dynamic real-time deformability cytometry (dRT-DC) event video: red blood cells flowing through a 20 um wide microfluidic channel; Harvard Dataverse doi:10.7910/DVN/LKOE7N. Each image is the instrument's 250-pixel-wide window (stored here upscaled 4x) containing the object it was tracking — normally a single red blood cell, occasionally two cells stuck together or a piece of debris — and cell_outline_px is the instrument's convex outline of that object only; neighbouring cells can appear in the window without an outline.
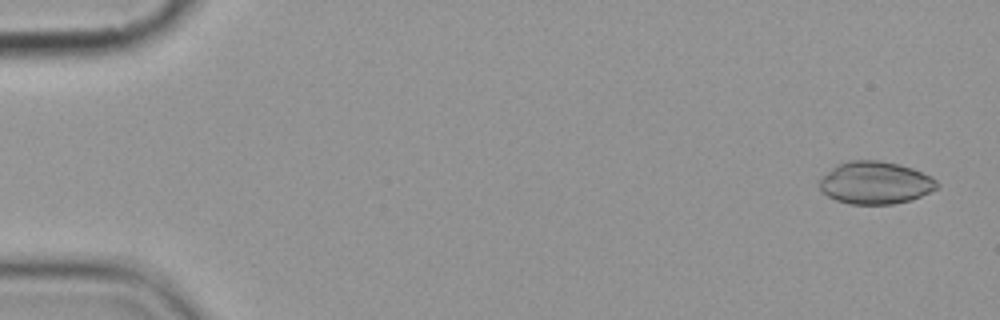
{"species": "common noctule bat (a hibernating species)", "species_latin": "Nyctalus noctula", "temperature_condition": "cold", "stored_images_in_passage": 4, "camera_frame_rate_fps": 3000, "um_per_image_px": 0.085, "animal": {"sex": "female", "body_mass_g": 19.9}, "frame": {"image": 1, "passage_image": 1, "time_ms": 0.0, "image_size_px": [1000, 320], "cell_outline_px": [[940, 184], [936, 188], [920, 196], [908, 200], [892, 204], [848, 204], [836, 200], [820, 192], [820, 176], [836, 164], [848, 160], [880, 160], [900, 164], [912, 168], [932, 176]], "centroid_in_image_um": [74.36, 15.52], "position_along_channel_um": 10.6, "area_um2": 29.36}}